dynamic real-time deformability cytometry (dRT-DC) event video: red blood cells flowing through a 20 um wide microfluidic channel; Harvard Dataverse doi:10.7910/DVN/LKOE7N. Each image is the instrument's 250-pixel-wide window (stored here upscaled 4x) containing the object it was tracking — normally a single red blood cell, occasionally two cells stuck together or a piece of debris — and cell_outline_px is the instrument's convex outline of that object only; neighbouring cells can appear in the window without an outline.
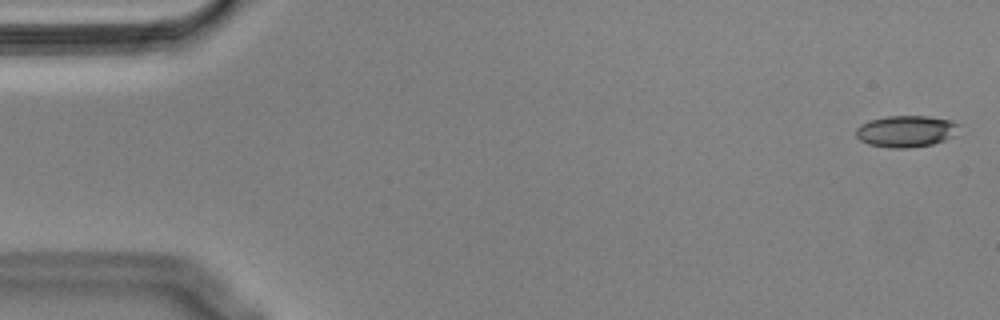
{"species": "Egyptian fruit bat (a non-hibernating species)", "species_latin": "Rousettus aegyptiacus", "temperature_condition": "cold", "stored_images_in_passage": 56, "camera_frame_rate_fps": 3000, "um_per_image_px": 0.085, "animal": {"sex": "male"}, "frame": {"image": 1, "passage_image": 2, "time_ms": 0.333, "image_size_px": [1000, 320], "cell_outline_px": [[960, 124], [956, 136], [932, 144], [908, 148], [892, 148], [868, 144], [860, 140], [856, 136], [856, 128], [860, 124], [872, 120], [888, 116], [928, 116], [952, 120]], "centroid_in_image_um": [77.05, 11.15], "position_along_channel_um": 7.9, "area_um2": 19.07}}
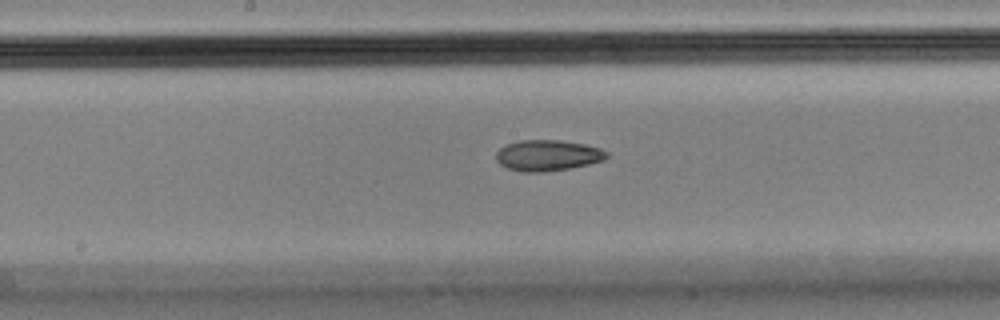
{"frame": {"image": 2, "passage_image": 29, "time_ms": 9.333, "image_size_px": [1000, 320], "cell_outline_px": [[608, 156], [604, 160], [588, 164], [568, 168], [544, 172], [524, 172], [508, 168], [500, 164], [496, 160], [496, 152], [504, 144], [520, 140], [560, 140], [584, 144], [600, 148], [608, 152]], "centroid_in_image_um": [46.53, 13.2], "position_along_channel_um": 201.7, "area_um2": 19.94}}
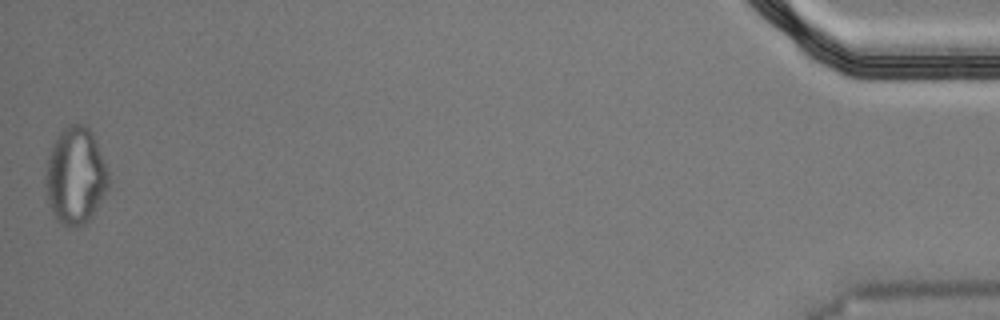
{"frame": {"image": 3, "passage_image": 56, "time_ms": 18.333, "image_size_px": [1000, 320], "cell_outline_px": [[108, 188], [92, 216], [84, 224], [68, 228], [56, 220], [52, 212], [48, 200], [44, 184], [44, 176], [48, 156], [60, 132], [68, 124], [84, 124], [92, 132], [96, 140], [108, 172]], "centroid_in_image_um": [6.4, 14.96], "position_along_channel_um": 428.8, "area_um2": 35.49}}